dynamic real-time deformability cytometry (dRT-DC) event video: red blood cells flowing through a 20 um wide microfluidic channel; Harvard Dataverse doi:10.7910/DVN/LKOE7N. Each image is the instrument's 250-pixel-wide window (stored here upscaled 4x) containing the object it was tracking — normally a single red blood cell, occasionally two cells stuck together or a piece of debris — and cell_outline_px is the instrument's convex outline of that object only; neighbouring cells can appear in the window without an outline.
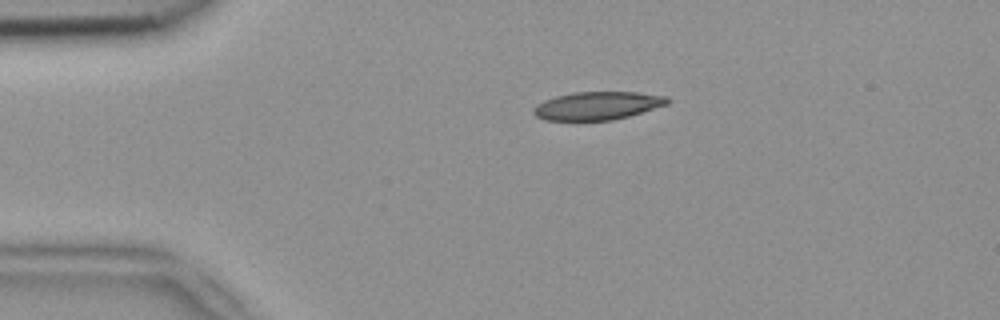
{"species": "common noctule bat (a hibernating species)", "species_latin": "Nyctalus noctula", "temperature_condition": "room temperature", "stored_images_in_passage": 2, "camera_frame_rate_fps": 3000, "um_per_image_px": 0.085, "animal": {"sex": "female", "body_mass_g": 18.4}, "frame": {"image": 1, "passage_image": 1, "time_ms": 0.0, "image_size_px": [1000, 320], "cell_outline_px": [[672, 100], [668, 104], [628, 116], [612, 120], [544, 120], [536, 116], [532, 112], [532, 108], [536, 104], [544, 100], [556, 96], [572, 92], [636, 92], [668, 96]], "centroid_in_image_um": [50.77, 8.98], "position_along_channel_um": 34.2, "area_um2": 22.02}}